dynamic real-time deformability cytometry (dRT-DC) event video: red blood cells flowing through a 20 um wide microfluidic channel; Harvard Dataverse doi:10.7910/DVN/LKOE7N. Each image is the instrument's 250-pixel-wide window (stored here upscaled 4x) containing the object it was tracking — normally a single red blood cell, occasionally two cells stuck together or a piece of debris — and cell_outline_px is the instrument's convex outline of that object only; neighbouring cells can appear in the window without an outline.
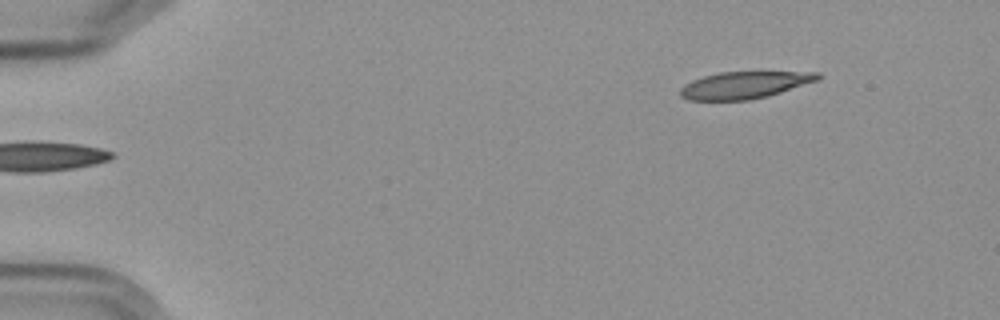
{"species": "Egyptian fruit bat (a non-hibernating species)", "species_latin": "Rousettus aegyptiacus", "temperature_condition": "cold", "stored_images_in_passage": 5, "camera_frame_rate_fps": 3000, "um_per_image_px": 0.085, "frame": {"image": 1, "passage_image": 5, "time_ms": 5.667, "image_size_px": [1000, 320], "cell_outline_px": [[820, 80], [768, 96], [748, 100], [688, 100], [680, 96], [680, 88], [684, 84], [692, 80], [704, 76], [720, 72], [764, 68], [820, 72]], "centroid_in_image_um": [63.41, 7.15], "position_along_channel_um": 21.6, "area_um2": 23.12}}